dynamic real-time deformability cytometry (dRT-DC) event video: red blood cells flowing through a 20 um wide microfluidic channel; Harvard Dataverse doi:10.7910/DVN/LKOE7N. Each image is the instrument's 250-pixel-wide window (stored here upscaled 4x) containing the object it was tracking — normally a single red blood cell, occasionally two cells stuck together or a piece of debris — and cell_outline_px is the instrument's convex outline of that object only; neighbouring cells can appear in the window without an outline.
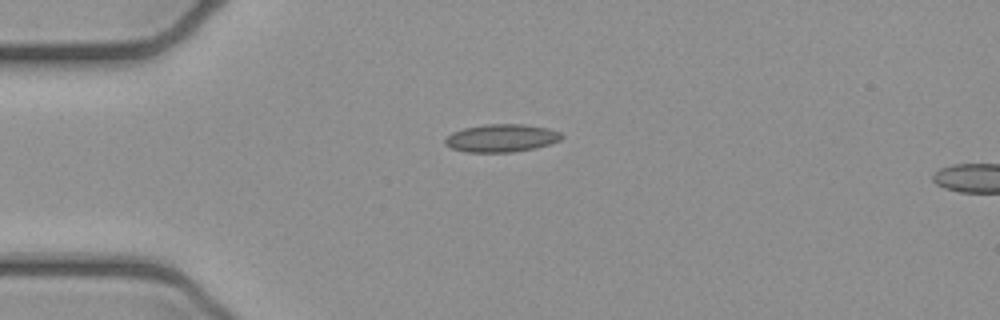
{"species": "common noctule bat (a hibernating species)", "species_latin": "Nyctalus noctula", "temperature_condition": "cold", "stored_images_in_passage": 2, "camera_frame_rate_fps": 3000, "um_per_image_px": 0.085, "animal": {"sex": "female", "body_mass_g": 21.9}, "frame": {"image": 1, "passage_image": 1, "time_ms": 0.0, "image_size_px": [1000, 320], "cell_outline_px": [[564, 136], [560, 140], [548, 144], [532, 148], [512, 152], [468, 152], [452, 148], [444, 144], [444, 140], [452, 132], [464, 128], [488, 124], [524, 124], [548, 128], [560, 132]], "centroid_in_image_um": [42.61, 11.73], "position_along_channel_um": 42.4, "area_um2": 18.73}}